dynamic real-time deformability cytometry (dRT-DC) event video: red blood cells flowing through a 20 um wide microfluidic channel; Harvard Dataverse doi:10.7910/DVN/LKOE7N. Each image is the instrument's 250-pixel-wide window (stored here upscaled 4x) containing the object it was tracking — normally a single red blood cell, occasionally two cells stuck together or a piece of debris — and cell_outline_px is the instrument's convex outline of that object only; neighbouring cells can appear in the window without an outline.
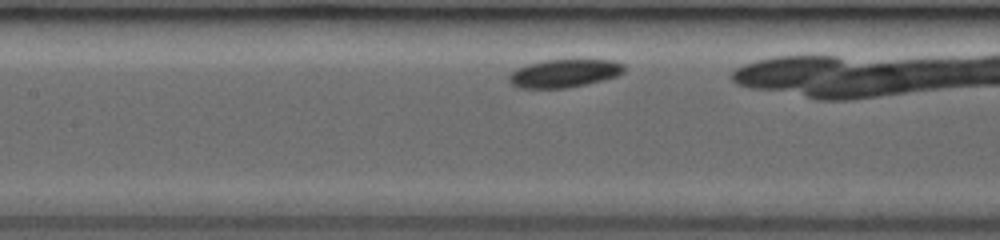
{"species": "common noctule bat (a hibernating species)", "species_latin": "Nyctalus noctula", "temperature_condition": "room temperature", "stored_images_in_passage": 18, "camera_frame_rate_fps": 3000, "um_per_image_px": 0.085, "animal": {"sex": "female", "body_mass_g": 19.0, "forearm_length_mm": 53.3}, "frame": {"image": 1, "passage_image": 5, "time_ms": 1.667, "image_size_px": [1000, 240], "cell_outline_px": [[624, 72], [616, 76], [604, 80], [568, 88], [516, 88], [508, 80], [508, 76], [516, 68], [528, 64], [544, 60], [616, 60], [624, 64]], "centroid_in_image_um": [47.96, 6.23], "position_along_channel_um": 159.4, "area_um2": 18.96}}
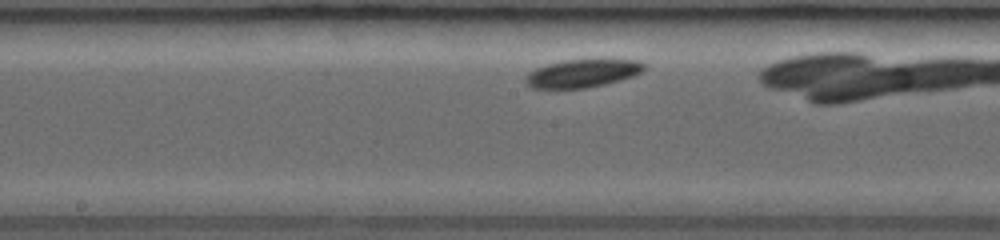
{"frame": {"image": 2, "passage_image": 7, "time_ms": 2.667, "image_size_px": [1000, 240], "cell_outline_px": [[644, 68], [640, 72], [632, 76], [620, 80], [604, 84], [584, 88], [532, 88], [524, 80], [528, 72], [536, 68], [548, 64], [564, 60], [640, 60], [644, 64]], "centroid_in_image_um": [49.48, 6.23], "position_along_channel_um": 198.7, "area_um2": 19.02}}